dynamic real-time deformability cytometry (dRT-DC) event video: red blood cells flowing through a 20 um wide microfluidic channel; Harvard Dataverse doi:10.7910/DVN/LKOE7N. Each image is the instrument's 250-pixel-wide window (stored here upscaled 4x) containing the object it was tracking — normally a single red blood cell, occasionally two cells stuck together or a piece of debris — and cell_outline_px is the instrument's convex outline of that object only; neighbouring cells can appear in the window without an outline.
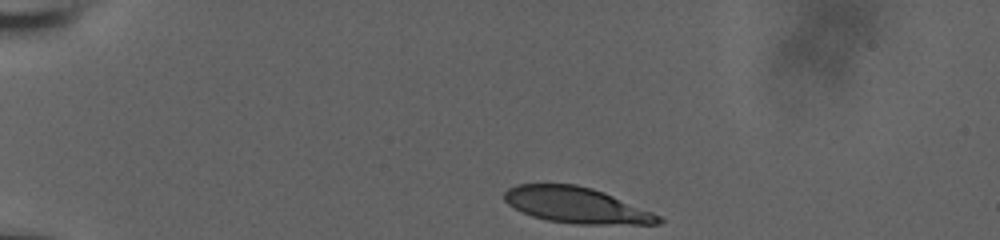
{"species": "human", "species_latin": "Homo sapiens", "temperature_condition": "room temperature", "stored_images_in_passage": 37, "camera_frame_rate_fps": 3000, "um_per_image_px": 0.085, "donor": {"sex": "male"}, "frame": {"image": 1, "passage_image": 1, "time_ms": 0.0, "image_size_px": [1000, 240], "cell_outline_px": [[664, 220], [660, 224], [576, 224], [548, 220], [532, 216], [508, 204], [504, 200], [504, 192], [508, 188], [516, 184], [576, 184], [592, 188], [604, 192], [652, 212], [660, 216]], "centroid_in_image_um": [48.99, 17.44], "position_along_channel_um": 36.0, "area_um2": 32.02}}
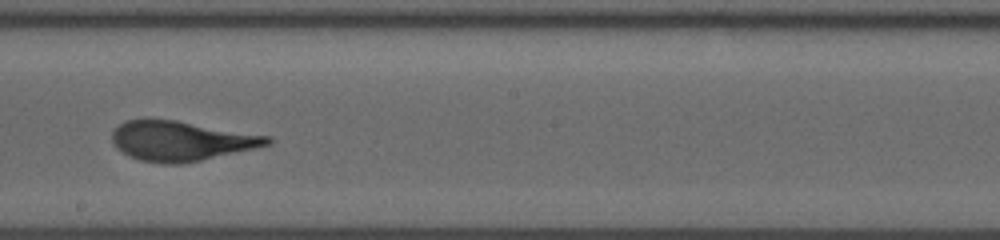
{"frame": {"image": 2, "passage_image": 22, "time_ms": 7.0, "image_size_px": [1000, 240], "cell_outline_px": [[272, 144], [200, 160], [180, 164], [164, 164], [140, 160], [128, 156], [116, 148], [112, 140], [112, 132], [120, 124], [128, 120], [176, 120], [272, 136]], "centroid_in_image_um": [15.41, 11.98], "position_along_channel_um": 232.8, "area_um2": 35.72}}
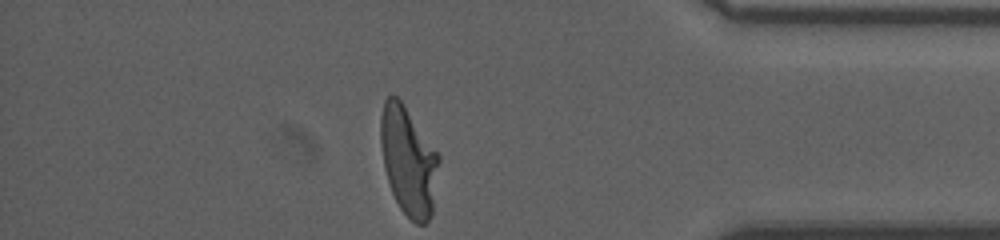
{"frame": {"image": 3, "passage_image": 37, "time_ms": 12.0, "image_size_px": [1000, 240], "cell_outline_px": [[440, 160], [432, 216], [424, 224], [416, 224], [400, 208], [392, 192], [384, 168], [380, 144], [380, 116], [384, 100], [388, 96], [396, 96], [404, 104], [440, 156]], "centroid_in_image_um": [34.72, 13.67], "position_along_channel_um": 400.5, "area_um2": 36.88}}